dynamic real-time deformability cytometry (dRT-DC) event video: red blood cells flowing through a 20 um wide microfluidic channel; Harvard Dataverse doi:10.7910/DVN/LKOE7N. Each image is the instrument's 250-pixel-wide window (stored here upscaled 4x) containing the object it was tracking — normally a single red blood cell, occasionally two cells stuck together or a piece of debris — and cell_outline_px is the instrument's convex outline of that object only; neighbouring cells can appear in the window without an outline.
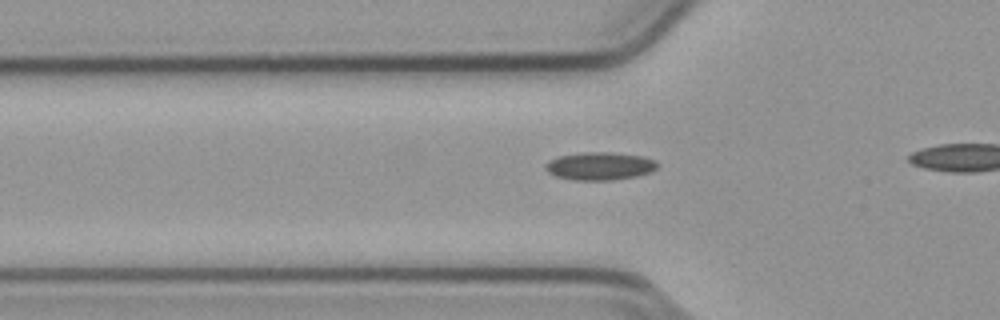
{"species": "common noctule bat (a hibernating species)", "species_latin": "Nyctalus noctula", "temperature_condition": "cold", "stored_images_in_passage": 27, "camera_frame_rate_fps": 3000, "um_per_image_px": 0.085, "animal": {"sex": "male", "body_mass_g": 23.1, "forearm_length_mm": 52.7}, "frame": {"image": 1, "passage_image": 2, "time_ms": 0.333, "image_size_px": [1000, 320], "cell_outline_px": [[660, 164], [652, 172], [636, 176], [612, 180], [576, 180], [556, 176], [548, 172], [544, 168], [544, 164], [548, 160], [560, 156], [584, 152], [612, 152], [644, 156], [656, 160]], "centroid_in_image_um": [51.01, 14.11], "position_along_channel_um": 74.8, "area_um2": 18.38}}
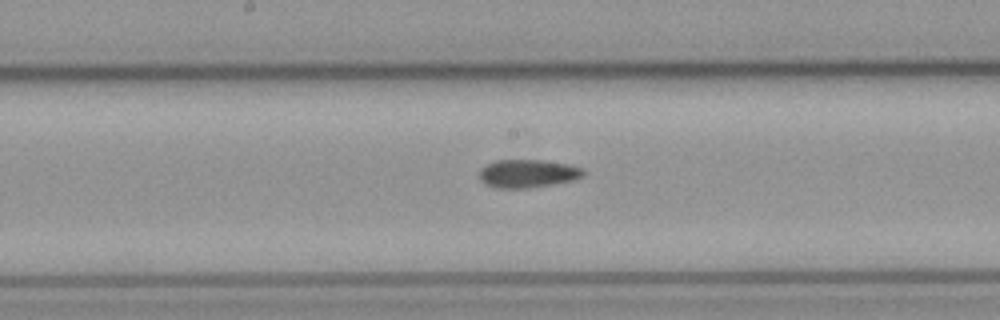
{"frame": {"image": 2, "passage_image": 12, "time_ms": 3.667, "image_size_px": [1000, 320], "cell_outline_px": [[584, 176], [576, 180], [552, 184], [524, 188], [500, 188], [488, 184], [480, 180], [480, 168], [496, 160], [544, 160], [568, 164], [584, 168]], "centroid_in_image_um": [44.91, 14.74], "position_along_channel_um": 203.3, "area_um2": 16.99}}
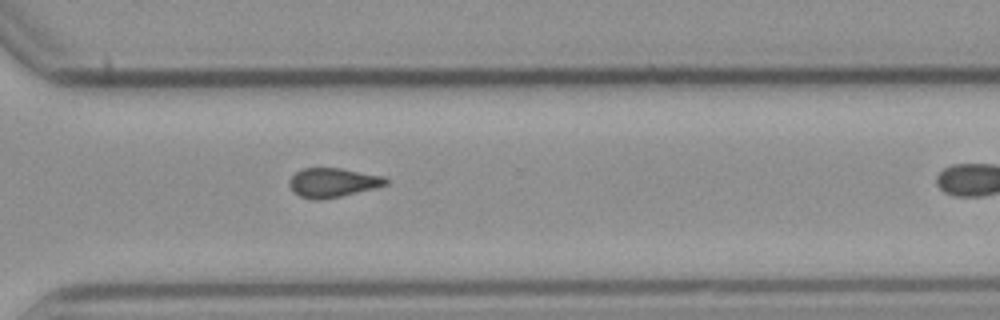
{"frame": {"image": 3, "passage_image": 23, "time_ms": 7.333, "image_size_px": [1000, 320], "cell_outline_px": [[388, 184], [376, 188], [340, 196], [320, 200], [312, 200], [300, 196], [292, 192], [288, 184], [292, 176], [296, 172], [304, 168], [340, 168], [384, 176], [388, 180]], "centroid_in_image_um": [28.28, 15.52], "position_along_channel_um": 342.3, "area_um2": 16.47}}